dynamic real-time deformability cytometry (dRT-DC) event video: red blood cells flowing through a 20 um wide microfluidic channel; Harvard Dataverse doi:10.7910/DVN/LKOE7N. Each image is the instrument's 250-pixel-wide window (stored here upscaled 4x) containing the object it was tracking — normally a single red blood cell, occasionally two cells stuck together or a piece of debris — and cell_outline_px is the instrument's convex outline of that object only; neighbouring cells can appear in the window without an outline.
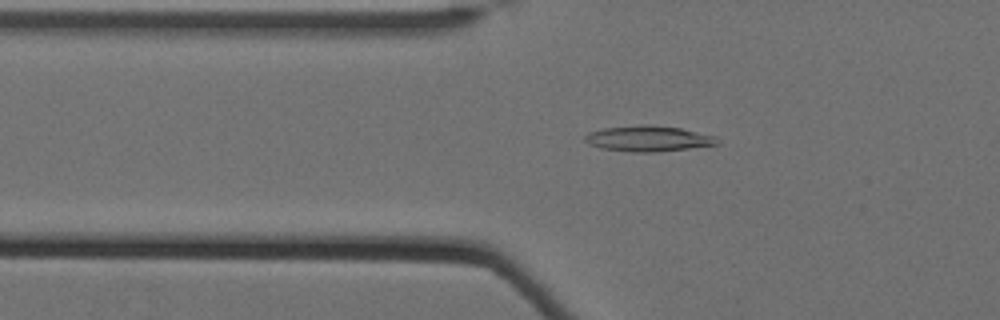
{"species": "Egyptian fruit bat (a non-hibernating species)", "species_latin": "Rousettus aegyptiacus", "temperature_condition": "cold", "stored_images_in_passage": 45, "camera_frame_rate_fps": 3000, "um_per_image_px": 0.085, "animal": {"sex": "female"}, "frame": {"image": 1, "passage_image": 20, "time_ms": 6.333, "image_size_px": [1000, 320], "cell_outline_px": [[720, 144], [656, 152], [632, 152], [600, 148], [588, 144], [584, 140], [584, 136], [588, 132], [604, 128], [644, 124], [680, 128], [716, 136]], "centroid_in_image_um": [55.08, 11.78], "position_along_channel_um": 70.7, "area_um2": 19.77}}
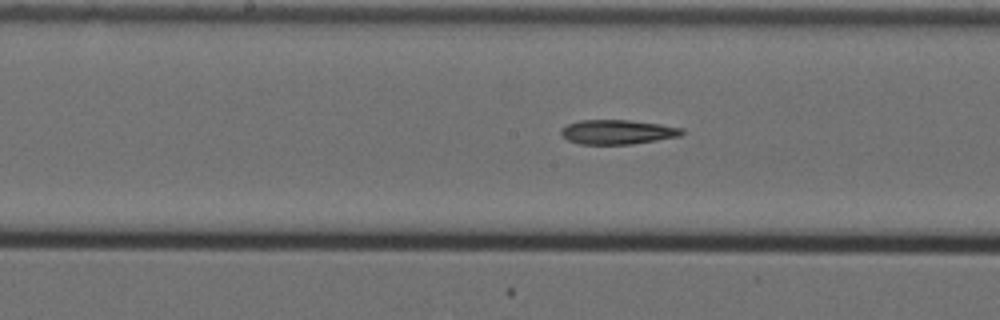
{"frame": {"image": 2, "passage_image": 31, "time_ms": 10.0, "image_size_px": [1000, 320], "cell_outline_px": [[684, 132], [680, 136], [632, 144], [580, 144], [568, 140], [560, 132], [560, 128], [568, 124], [580, 120], [628, 120], [660, 124], [684, 128]], "centroid_in_image_um": [52.49, 11.21], "position_along_channel_um": 195.7, "area_um2": 17.17}}
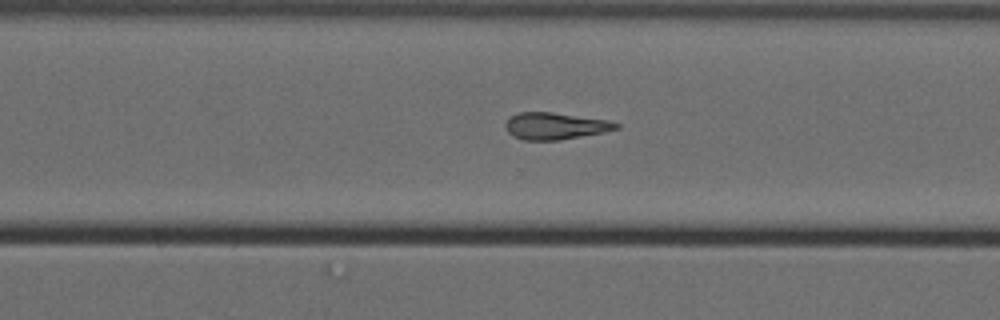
{"frame": {"image": 3, "passage_image": 42, "time_ms": 13.667, "image_size_px": [1000, 320], "cell_outline_px": [[620, 128], [604, 132], [560, 140], [524, 140], [512, 136], [508, 132], [504, 124], [512, 116], [520, 112], [552, 112], [608, 120], [620, 124]], "centroid_in_image_um": [47.2, 10.71], "position_along_channel_um": 323.4, "area_um2": 17.28}}